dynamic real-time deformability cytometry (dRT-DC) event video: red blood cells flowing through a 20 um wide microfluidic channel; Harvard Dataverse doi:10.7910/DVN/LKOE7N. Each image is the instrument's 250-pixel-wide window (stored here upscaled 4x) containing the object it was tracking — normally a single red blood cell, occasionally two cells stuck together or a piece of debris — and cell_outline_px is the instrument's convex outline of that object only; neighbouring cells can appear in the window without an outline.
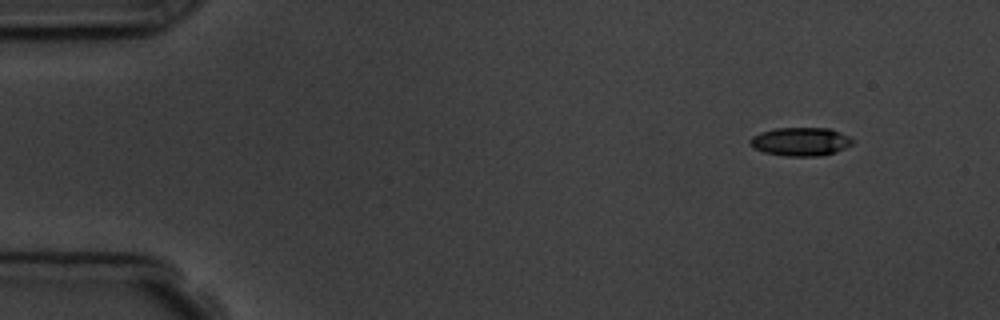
{"species": "common noctule bat (a hibernating species)", "species_latin": "Nyctalus noctula", "temperature_condition": "room temperature", "stored_images_in_passage": 4, "camera_frame_rate_fps": 3000, "um_per_image_px": 0.085, "animal": {"sex": "male", "body_mass_g": 19.5, "forearm_length_mm": 54.6}, "frame": {"image": 1, "passage_image": 1, "time_ms": 0.0, "image_size_px": [1000, 320], "cell_outline_px": [[856, 140], [852, 144], [836, 152], [820, 156], [784, 156], [764, 152], [748, 144], [748, 140], [752, 136], [760, 132], [776, 128], [832, 128]], "centroid_in_image_um": [68.06, 12.03], "position_along_channel_um": 16.9, "area_um2": 17.17}}
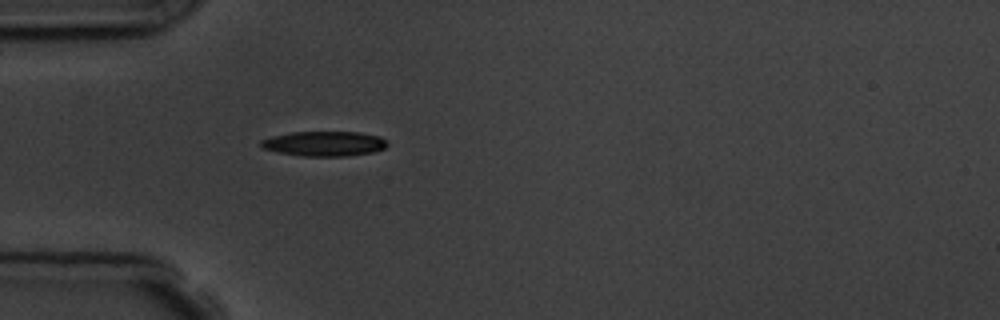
{"frame": {"image": 2, "passage_image": 4, "time_ms": 3.667, "image_size_px": [1000, 320], "cell_outline_px": [[388, 144], [384, 148], [376, 152], [348, 156], [300, 156], [276, 152], [264, 148], [260, 144], [260, 140], [272, 136], [292, 132], [360, 132], [380, 136]], "centroid_in_image_um": [27.57, 12.22], "position_along_channel_um": 57.4, "area_um2": 18.44}}